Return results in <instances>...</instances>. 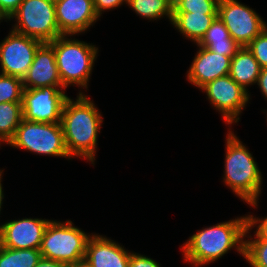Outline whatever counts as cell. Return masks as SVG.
Here are the masks:
<instances>
[{"label":"cell","instance_id":"cb8c5ba5","mask_svg":"<svg viewBox=\"0 0 267 267\" xmlns=\"http://www.w3.org/2000/svg\"><path fill=\"white\" fill-rule=\"evenodd\" d=\"M219 0H174L173 13L217 14Z\"/></svg>","mask_w":267,"mask_h":267},{"label":"cell","instance_id":"f546056e","mask_svg":"<svg viewBox=\"0 0 267 267\" xmlns=\"http://www.w3.org/2000/svg\"><path fill=\"white\" fill-rule=\"evenodd\" d=\"M23 0H0V10L9 19Z\"/></svg>","mask_w":267,"mask_h":267},{"label":"cell","instance_id":"ba28073f","mask_svg":"<svg viewBox=\"0 0 267 267\" xmlns=\"http://www.w3.org/2000/svg\"><path fill=\"white\" fill-rule=\"evenodd\" d=\"M206 93L211 107L221 114L227 127L232 128L250 103L251 94L238 85L229 75L217 78L200 89Z\"/></svg>","mask_w":267,"mask_h":267},{"label":"cell","instance_id":"d590c367","mask_svg":"<svg viewBox=\"0 0 267 267\" xmlns=\"http://www.w3.org/2000/svg\"><path fill=\"white\" fill-rule=\"evenodd\" d=\"M3 245H2V238H1V233H0V251L2 249Z\"/></svg>","mask_w":267,"mask_h":267},{"label":"cell","instance_id":"9a60e30c","mask_svg":"<svg viewBox=\"0 0 267 267\" xmlns=\"http://www.w3.org/2000/svg\"><path fill=\"white\" fill-rule=\"evenodd\" d=\"M92 233L86 246L85 260L90 267H129L131 251L118 241Z\"/></svg>","mask_w":267,"mask_h":267},{"label":"cell","instance_id":"603a6c76","mask_svg":"<svg viewBox=\"0 0 267 267\" xmlns=\"http://www.w3.org/2000/svg\"><path fill=\"white\" fill-rule=\"evenodd\" d=\"M252 230L247 226L244 259L251 267H267V240L259 237L255 232L251 235Z\"/></svg>","mask_w":267,"mask_h":267},{"label":"cell","instance_id":"d6986e66","mask_svg":"<svg viewBox=\"0 0 267 267\" xmlns=\"http://www.w3.org/2000/svg\"><path fill=\"white\" fill-rule=\"evenodd\" d=\"M196 45L230 58L241 48L230 36L228 29L218 17L212 22L202 40Z\"/></svg>","mask_w":267,"mask_h":267},{"label":"cell","instance_id":"6da1fadb","mask_svg":"<svg viewBox=\"0 0 267 267\" xmlns=\"http://www.w3.org/2000/svg\"><path fill=\"white\" fill-rule=\"evenodd\" d=\"M76 97H68L62 109L60 124L65 146L71 158L85 159L94 166L103 114L87 94L77 93Z\"/></svg>","mask_w":267,"mask_h":267},{"label":"cell","instance_id":"484cf974","mask_svg":"<svg viewBox=\"0 0 267 267\" xmlns=\"http://www.w3.org/2000/svg\"><path fill=\"white\" fill-rule=\"evenodd\" d=\"M261 68L267 67V27L247 46Z\"/></svg>","mask_w":267,"mask_h":267},{"label":"cell","instance_id":"7c38bea8","mask_svg":"<svg viewBox=\"0 0 267 267\" xmlns=\"http://www.w3.org/2000/svg\"><path fill=\"white\" fill-rule=\"evenodd\" d=\"M55 17L62 35L87 32L100 18L93 0H59L55 2Z\"/></svg>","mask_w":267,"mask_h":267},{"label":"cell","instance_id":"ac0fdd59","mask_svg":"<svg viewBox=\"0 0 267 267\" xmlns=\"http://www.w3.org/2000/svg\"><path fill=\"white\" fill-rule=\"evenodd\" d=\"M261 67L247 47H241L231 59L229 76L246 91L256 85Z\"/></svg>","mask_w":267,"mask_h":267},{"label":"cell","instance_id":"9c48e42d","mask_svg":"<svg viewBox=\"0 0 267 267\" xmlns=\"http://www.w3.org/2000/svg\"><path fill=\"white\" fill-rule=\"evenodd\" d=\"M217 17L241 47H246L267 27L265 20L254 8L238 0H219Z\"/></svg>","mask_w":267,"mask_h":267},{"label":"cell","instance_id":"e575fe53","mask_svg":"<svg viewBox=\"0 0 267 267\" xmlns=\"http://www.w3.org/2000/svg\"><path fill=\"white\" fill-rule=\"evenodd\" d=\"M8 22V18L5 16V14L0 10V23L2 21Z\"/></svg>","mask_w":267,"mask_h":267},{"label":"cell","instance_id":"1f68e13d","mask_svg":"<svg viewBox=\"0 0 267 267\" xmlns=\"http://www.w3.org/2000/svg\"><path fill=\"white\" fill-rule=\"evenodd\" d=\"M66 264L51 259L41 258L35 267H66Z\"/></svg>","mask_w":267,"mask_h":267},{"label":"cell","instance_id":"f1b7e54d","mask_svg":"<svg viewBox=\"0 0 267 267\" xmlns=\"http://www.w3.org/2000/svg\"><path fill=\"white\" fill-rule=\"evenodd\" d=\"M95 12L99 16H103L104 12L119 8L126 4V0H93Z\"/></svg>","mask_w":267,"mask_h":267},{"label":"cell","instance_id":"836d02e7","mask_svg":"<svg viewBox=\"0 0 267 267\" xmlns=\"http://www.w3.org/2000/svg\"><path fill=\"white\" fill-rule=\"evenodd\" d=\"M66 267H90V265L84 259V260H81L79 262H74L72 264H68Z\"/></svg>","mask_w":267,"mask_h":267},{"label":"cell","instance_id":"d6a6232c","mask_svg":"<svg viewBox=\"0 0 267 267\" xmlns=\"http://www.w3.org/2000/svg\"><path fill=\"white\" fill-rule=\"evenodd\" d=\"M3 175H4V169H0V214L2 213L1 210L3 208V200H4V189H3Z\"/></svg>","mask_w":267,"mask_h":267},{"label":"cell","instance_id":"30bf717a","mask_svg":"<svg viewBox=\"0 0 267 267\" xmlns=\"http://www.w3.org/2000/svg\"><path fill=\"white\" fill-rule=\"evenodd\" d=\"M68 97L64 86L24 89L23 119L31 122L60 123L62 109Z\"/></svg>","mask_w":267,"mask_h":267},{"label":"cell","instance_id":"277c9868","mask_svg":"<svg viewBox=\"0 0 267 267\" xmlns=\"http://www.w3.org/2000/svg\"><path fill=\"white\" fill-rule=\"evenodd\" d=\"M73 37L75 35H62L49 43L53 46L62 85L66 89L76 86L80 89L78 94H85L84 89L88 90L99 56V47Z\"/></svg>","mask_w":267,"mask_h":267},{"label":"cell","instance_id":"5b68a950","mask_svg":"<svg viewBox=\"0 0 267 267\" xmlns=\"http://www.w3.org/2000/svg\"><path fill=\"white\" fill-rule=\"evenodd\" d=\"M92 235L74 226L73 221L51 220L47 225L39 251L43 258L72 264L85 259L88 239Z\"/></svg>","mask_w":267,"mask_h":267},{"label":"cell","instance_id":"e0dca14e","mask_svg":"<svg viewBox=\"0 0 267 267\" xmlns=\"http://www.w3.org/2000/svg\"><path fill=\"white\" fill-rule=\"evenodd\" d=\"M217 14L173 13L171 24L175 30L193 44H198L216 19Z\"/></svg>","mask_w":267,"mask_h":267},{"label":"cell","instance_id":"8d00e7d4","mask_svg":"<svg viewBox=\"0 0 267 267\" xmlns=\"http://www.w3.org/2000/svg\"><path fill=\"white\" fill-rule=\"evenodd\" d=\"M49 1H52V2H54V3H55V2H57V1H59V0H49Z\"/></svg>","mask_w":267,"mask_h":267},{"label":"cell","instance_id":"83f0119b","mask_svg":"<svg viewBox=\"0 0 267 267\" xmlns=\"http://www.w3.org/2000/svg\"><path fill=\"white\" fill-rule=\"evenodd\" d=\"M129 267H161V264L151 257L131 251Z\"/></svg>","mask_w":267,"mask_h":267},{"label":"cell","instance_id":"d4e9b609","mask_svg":"<svg viewBox=\"0 0 267 267\" xmlns=\"http://www.w3.org/2000/svg\"><path fill=\"white\" fill-rule=\"evenodd\" d=\"M23 79L0 74V103L22 102Z\"/></svg>","mask_w":267,"mask_h":267},{"label":"cell","instance_id":"5bb4252c","mask_svg":"<svg viewBox=\"0 0 267 267\" xmlns=\"http://www.w3.org/2000/svg\"><path fill=\"white\" fill-rule=\"evenodd\" d=\"M196 46L198 51L186 72V79L191 85L201 89L207 83L229 75L232 58L199 45Z\"/></svg>","mask_w":267,"mask_h":267},{"label":"cell","instance_id":"2e32d148","mask_svg":"<svg viewBox=\"0 0 267 267\" xmlns=\"http://www.w3.org/2000/svg\"><path fill=\"white\" fill-rule=\"evenodd\" d=\"M46 86H63L53 46L49 42H43L38 47L27 75L23 78L24 89Z\"/></svg>","mask_w":267,"mask_h":267},{"label":"cell","instance_id":"8992f818","mask_svg":"<svg viewBox=\"0 0 267 267\" xmlns=\"http://www.w3.org/2000/svg\"><path fill=\"white\" fill-rule=\"evenodd\" d=\"M7 145L39 156L72 160L65 146L60 123L31 122L22 119L14 137Z\"/></svg>","mask_w":267,"mask_h":267},{"label":"cell","instance_id":"8fae6325","mask_svg":"<svg viewBox=\"0 0 267 267\" xmlns=\"http://www.w3.org/2000/svg\"><path fill=\"white\" fill-rule=\"evenodd\" d=\"M43 42L10 29L0 42V74L23 79Z\"/></svg>","mask_w":267,"mask_h":267},{"label":"cell","instance_id":"4316f807","mask_svg":"<svg viewBox=\"0 0 267 267\" xmlns=\"http://www.w3.org/2000/svg\"><path fill=\"white\" fill-rule=\"evenodd\" d=\"M247 214L248 218V226L250 228H254V232L261 238H264L267 240V216L266 217H257L254 214Z\"/></svg>","mask_w":267,"mask_h":267},{"label":"cell","instance_id":"44dd1931","mask_svg":"<svg viewBox=\"0 0 267 267\" xmlns=\"http://www.w3.org/2000/svg\"><path fill=\"white\" fill-rule=\"evenodd\" d=\"M22 119V102L0 103V147L14 137Z\"/></svg>","mask_w":267,"mask_h":267},{"label":"cell","instance_id":"4fadbf2b","mask_svg":"<svg viewBox=\"0 0 267 267\" xmlns=\"http://www.w3.org/2000/svg\"><path fill=\"white\" fill-rule=\"evenodd\" d=\"M49 219L21 218L0 224L2 245L12 249H39Z\"/></svg>","mask_w":267,"mask_h":267},{"label":"cell","instance_id":"52a82bcc","mask_svg":"<svg viewBox=\"0 0 267 267\" xmlns=\"http://www.w3.org/2000/svg\"><path fill=\"white\" fill-rule=\"evenodd\" d=\"M8 21L15 22L12 30L42 42L62 36L56 22L55 3L49 0H23Z\"/></svg>","mask_w":267,"mask_h":267},{"label":"cell","instance_id":"4dcf8cb0","mask_svg":"<svg viewBox=\"0 0 267 267\" xmlns=\"http://www.w3.org/2000/svg\"><path fill=\"white\" fill-rule=\"evenodd\" d=\"M256 85L265 100H267V67L261 68Z\"/></svg>","mask_w":267,"mask_h":267},{"label":"cell","instance_id":"7402d4cb","mask_svg":"<svg viewBox=\"0 0 267 267\" xmlns=\"http://www.w3.org/2000/svg\"><path fill=\"white\" fill-rule=\"evenodd\" d=\"M42 258L39 249H12L2 247L0 267H35Z\"/></svg>","mask_w":267,"mask_h":267},{"label":"cell","instance_id":"7a4b0ae2","mask_svg":"<svg viewBox=\"0 0 267 267\" xmlns=\"http://www.w3.org/2000/svg\"><path fill=\"white\" fill-rule=\"evenodd\" d=\"M247 214L215 225L207 226L189 236L180 250L183 261L192 267L215 263L231 251L236 250L244 259Z\"/></svg>","mask_w":267,"mask_h":267},{"label":"cell","instance_id":"ffe728a7","mask_svg":"<svg viewBox=\"0 0 267 267\" xmlns=\"http://www.w3.org/2000/svg\"><path fill=\"white\" fill-rule=\"evenodd\" d=\"M126 5L140 18L154 22L166 17L171 24L172 0H126Z\"/></svg>","mask_w":267,"mask_h":267},{"label":"cell","instance_id":"3957f363","mask_svg":"<svg viewBox=\"0 0 267 267\" xmlns=\"http://www.w3.org/2000/svg\"><path fill=\"white\" fill-rule=\"evenodd\" d=\"M233 129L225 134V159L223 182L236 197L257 208L262 194L263 177L253 154L239 139Z\"/></svg>","mask_w":267,"mask_h":267}]
</instances>
